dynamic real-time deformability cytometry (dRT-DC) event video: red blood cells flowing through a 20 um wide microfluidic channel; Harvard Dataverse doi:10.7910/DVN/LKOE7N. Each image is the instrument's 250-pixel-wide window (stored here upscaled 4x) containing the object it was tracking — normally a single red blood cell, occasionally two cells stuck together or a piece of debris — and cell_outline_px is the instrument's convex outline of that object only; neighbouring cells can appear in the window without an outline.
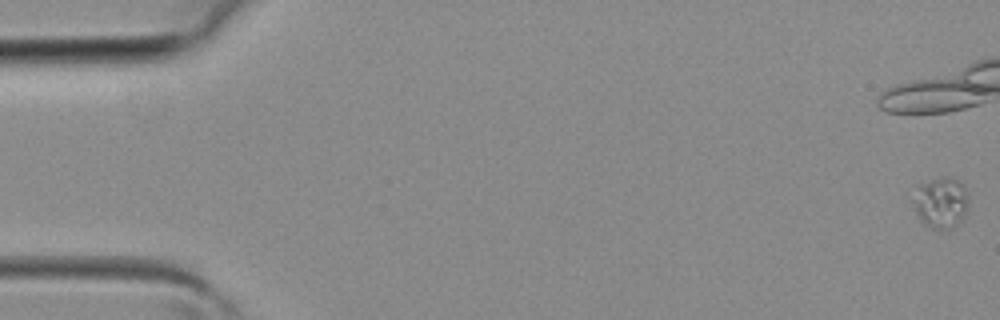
{"species": "common noctule bat (a hibernating species)", "species_latin": "Nyctalus noctula", "temperature_condition": "room temperature", "stored_images_in_passage": 6, "camera_frame_rate_fps": 3000, "um_per_image_px": 0.085, "animal": {"sex": "female", "body_mass_g": 19.3, "forearm_length_mm": 54.1}, "frame": {"image": 1, "passage_image": 1, "time_ms": 0.0, "image_size_px": [1000, 320], "cell_outline_px": [[968, 208], [964, 216], [956, 224], [948, 228], [932, 228], [920, 220], [912, 204], [912, 200], [920, 184], [944, 176], [948, 176], [964, 184], [968, 196]], "centroid_in_image_um": [79.99, 17.2], "position_along_channel_um": 5.0, "area_um2": 16.24}}